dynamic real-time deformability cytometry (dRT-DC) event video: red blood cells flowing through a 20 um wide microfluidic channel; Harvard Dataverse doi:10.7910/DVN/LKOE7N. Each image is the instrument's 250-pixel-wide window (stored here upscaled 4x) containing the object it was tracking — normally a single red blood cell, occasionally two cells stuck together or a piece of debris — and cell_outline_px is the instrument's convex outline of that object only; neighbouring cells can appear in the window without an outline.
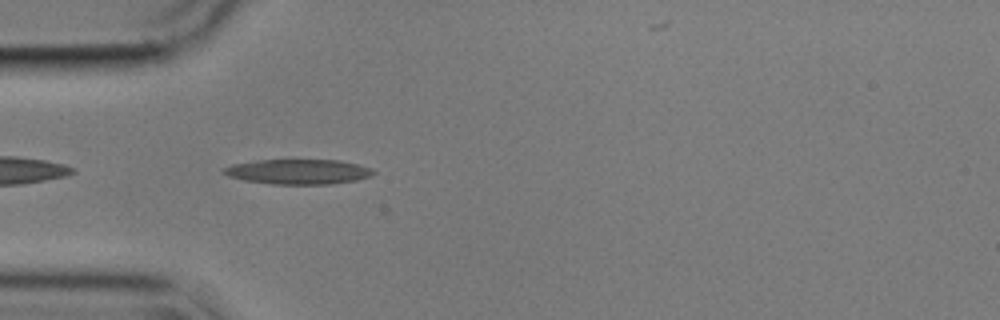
{"species": "common noctule bat (a hibernating species)", "species_latin": "Nyctalus noctula", "temperature_condition": "cold", "stored_images_in_passage": 9, "camera_frame_rate_fps": 3000, "um_per_image_px": 0.085, "animal": {"sex": "male", "body_mass_g": 17.9}, "frame": {"image": 1, "passage_image": 2, "time_ms": 0.333, "image_size_px": [1000, 320], "cell_outline_px": [[376, 172], [372, 176], [356, 180], [332, 184], [272, 184], [244, 180], [228, 176], [220, 168], [232, 164], [256, 160], [340, 160], [372, 168]], "centroid_in_image_um": [25.35, 14.59], "position_along_channel_um": 59.7, "area_um2": 21.85}}
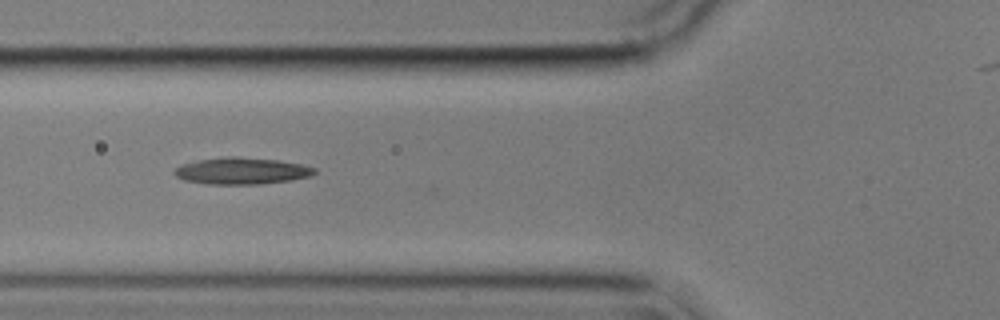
{"frame": {"image": 2, "passage_image": 6, "time_ms": 1.667, "image_size_px": [1000, 320], "cell_outline_px": [[316, 172], [312, 176], [292, 180], [260, 184], [204, 184], [184, 180], [176, 176], [172, 172], [180, 164], [200, 160], [228, 156], [236, 156], [280, 160], [304, 164], [316, 168]], "centroid_in_image_um": [20.57, 14.52], "position_along_channel_um": 105.2, "area_um2": 22.08}}